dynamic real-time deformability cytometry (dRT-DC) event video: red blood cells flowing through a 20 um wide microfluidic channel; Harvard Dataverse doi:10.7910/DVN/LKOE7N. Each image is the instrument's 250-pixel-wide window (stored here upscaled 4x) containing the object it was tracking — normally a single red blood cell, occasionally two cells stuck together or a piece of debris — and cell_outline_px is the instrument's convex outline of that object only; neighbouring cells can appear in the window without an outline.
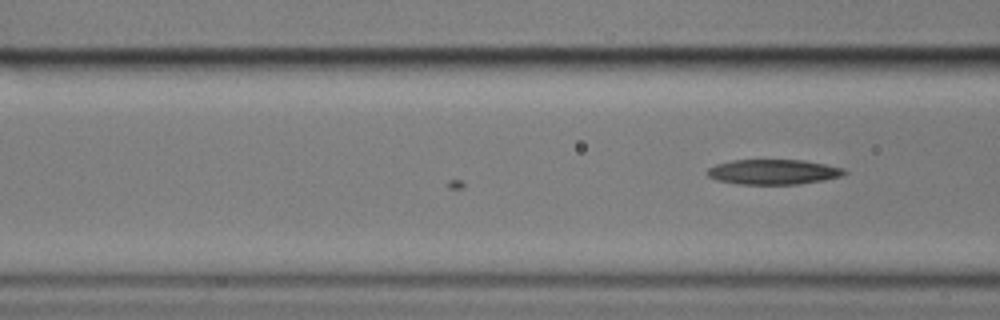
{"species": "common noctule bat (a hibernating species)", "species_latin": "Nyctalus noctula", "temperature_condition": "cold", "stored_images_in_passage": 12, "camera_frame_rate_fps": 3000, "um_per_image_px": 0.085, "animal": {"sex": "male", "body_mass_g": 17.9}, "frame": {"image": 1, "passage_image": 12, "time_ms": 3.667, "image_size_px": [1000, 320], "cell_outline_px": [[848, 172], [840, 176], [824, 180], [800, 184], [736, 184], [716, 180], [708, 176], [704, 172], [708, 168], [716, 164], [732, 160], [804, 160], [844, 168]], "centroid_in_image_um": [65.69, 14.61], "position_along_channel_um": 100.9, "area_um2": 20.11}}